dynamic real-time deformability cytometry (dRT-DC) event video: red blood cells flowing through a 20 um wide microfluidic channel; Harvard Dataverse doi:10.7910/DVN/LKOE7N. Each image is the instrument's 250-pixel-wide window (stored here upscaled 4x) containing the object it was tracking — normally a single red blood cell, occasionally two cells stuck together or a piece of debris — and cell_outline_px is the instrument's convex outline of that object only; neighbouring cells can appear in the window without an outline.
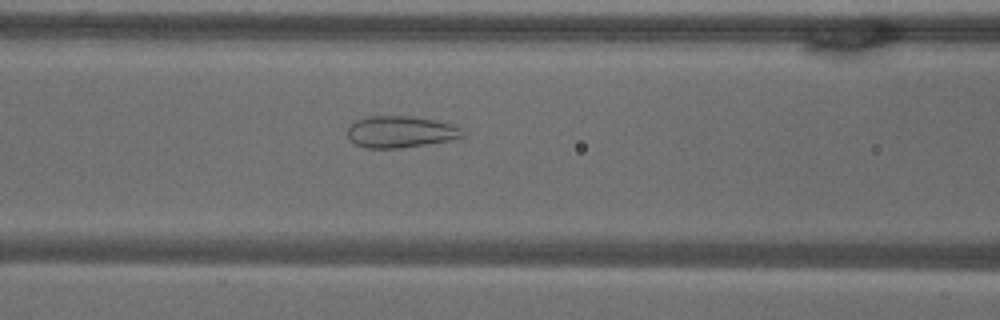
{"species": "common noctule bat (a hibernating species)", "species_latin": "Nyctalus noctula", "temperature_condition": "warm", "stored_images_in_passage": 56, "camera_frame_rate_fps": 3000, "um_per_image_px": 0.085, "animal": {"sex": "male", "body_mass_g": 18.8}, "frame": {"image": 1, "passage_image": 23, "time_ms": 7.333, "image_size_px": [1000, 320], "cell_outline_px": [[464, 136], [452, 140], [428, 144], [400, 148], [364, 148], [356, 144], [348, 136], [348, 128], [356, 120], [368, 116], [416, 116], [436, 120], [452, 124], [460, 128]], "centroid_in_image_um": [34.06, 11.2], "position_along_channel_um": 132.5, "area_um2": 21.27}}
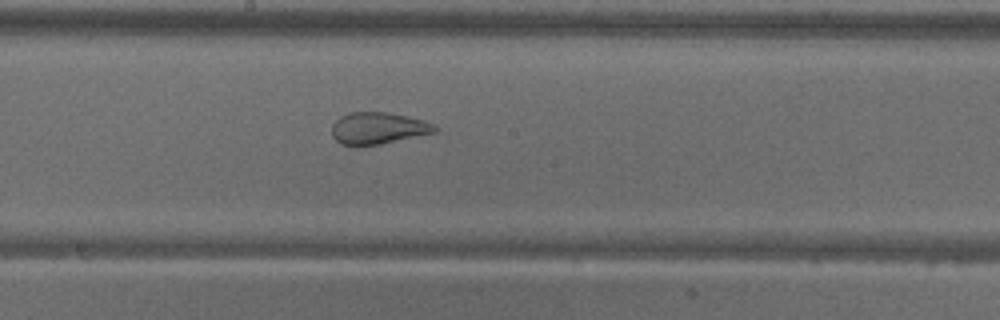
{"frame": {"image": 2, "passage_image": 30, "time_ms": 9.667, "image_size_px": [1000, 320], "cell_outline_px": [[440, 128], [436, 132], [380, 144], [344, 144], [336, 140], [332, 136], [332, 124], [340, 116], [352, 112], [388, 112], [424, 120], [436, 124]], "centroid_in_image_um": [32.19, 10.87], "position_along_channel_um": 216.0, "area_um2": 18.9}}
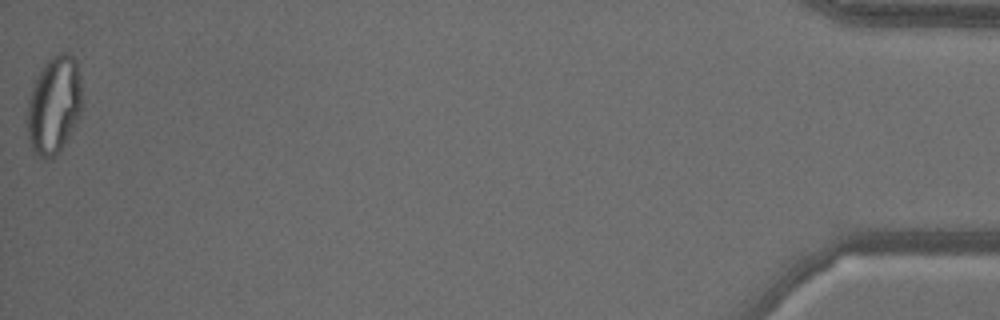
{"frame": {"image": 3, "passage_image": 56, "time_ms": 18.333, "image_size_px": [1000, 320], "cell_outline_px": [[80, 116], [68, 136], [60, 148], [52, 156], [44, 160], [36, 156], [32, 148], [24, 124], [28, 100], [32, 84], [44, 64], [56, 52], [68, 52], [76, 60], [80, 84]], "centroid_in_image_um": [4.53, 8.92], "position_along_channel_um": 430.7, "area_um2": 31.27}, "authors_computed_cell_mechanics": {"area_um2": 27.7729, "velocity_mm_per_s": 3.5899, "shape_relaxation_time_tau1_ms": null, "shape_relaxation_time_tau2_ms": 0.9372, "deformation_change_tau1": null, "deformation_change_tau2": 0.0782}}